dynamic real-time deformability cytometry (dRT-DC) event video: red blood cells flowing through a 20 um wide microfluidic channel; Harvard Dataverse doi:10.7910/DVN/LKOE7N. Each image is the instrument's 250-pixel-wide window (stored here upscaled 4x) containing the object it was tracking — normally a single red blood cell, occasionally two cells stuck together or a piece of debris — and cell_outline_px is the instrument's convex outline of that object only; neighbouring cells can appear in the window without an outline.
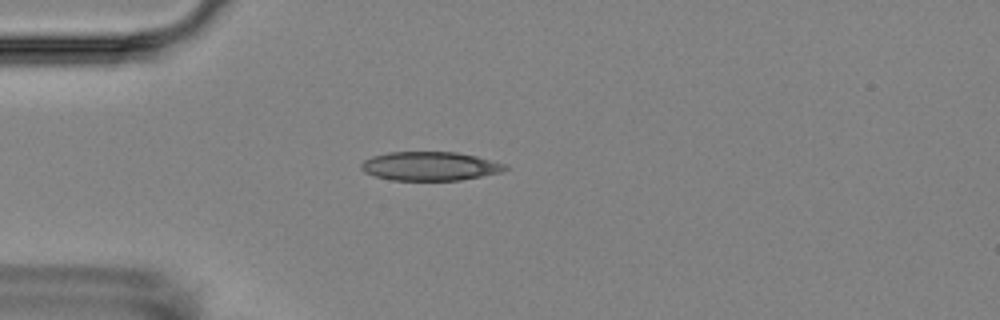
{"species": "Egyptian fruit bat (a non-hibernating species)", "species_latin": "Rousettus aegyptiacus", "temperature_condition": "room temperature", "stored_images_in_passage": 3, "camera_frame_rate_fps": 3000, "um_per_image_px": 0.085, "animal": {"sex": "female"}, "frame": {"image": 1, "passage_image": 3, "time_ms": 2.333, "image_size_px": [1000, 320], "cell_outline_px": [[508, 168], [500, 172], [460, 180], [392, 180], [376, 176], [364, 172], [360, 168], [360, 164], [364, 160], [372, 156], [388, 152], [456, 152], [476, 156], [504, 164]], "centroid_in_image_um": [36.49, 14.12], "position_along_channel_um": 48.5, "area_um2": 23.99}}